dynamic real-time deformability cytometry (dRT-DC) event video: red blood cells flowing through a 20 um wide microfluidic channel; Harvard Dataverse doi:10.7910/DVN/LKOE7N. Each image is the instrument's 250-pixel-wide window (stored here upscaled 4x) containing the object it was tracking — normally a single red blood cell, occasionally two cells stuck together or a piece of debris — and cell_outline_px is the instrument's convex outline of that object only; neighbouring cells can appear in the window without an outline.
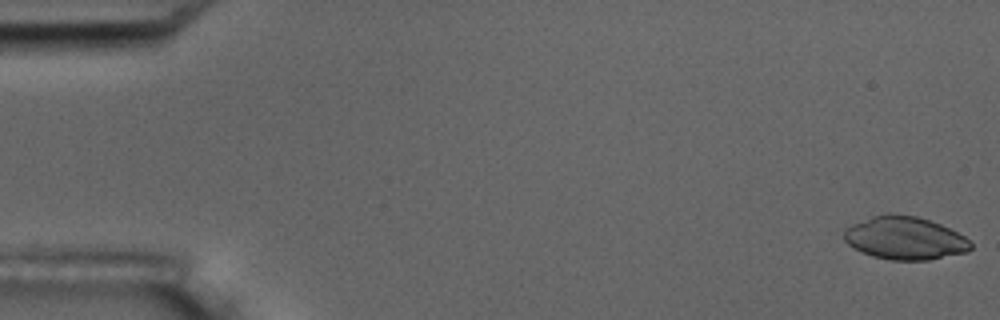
{"species": "common noctule bat (a hibernating species)", "species_latin": "Nyctalus noctula", "temperature_condition": "room temperature", "stored_images_in_passage": 7, "camera_frame_rate_fps": 3000, "um_per_image_px": 0.085, "animal": {"sex": "male", "body_mass_g": 17.5, "forearm_length_mm": 52.3}, "frame": {"image": 1, "passage_image": 7, "time_ms": 7.0, "image_size_px": [1000, 320], "cell_outline_px": [[972, 248], [968, 252], [928, 260], [892, 260], [872, 256], [848, 244], [844, 240], [844, 228], [852, 224], [872, 216], [888, 212], [896, 212], [916, 216], [940, 224], [964, 236], [972, 244]], "centroid_in_image_um": [76.91, 20.22], "position_along_channel_um": 8.1, "area_um2": 31.79}}